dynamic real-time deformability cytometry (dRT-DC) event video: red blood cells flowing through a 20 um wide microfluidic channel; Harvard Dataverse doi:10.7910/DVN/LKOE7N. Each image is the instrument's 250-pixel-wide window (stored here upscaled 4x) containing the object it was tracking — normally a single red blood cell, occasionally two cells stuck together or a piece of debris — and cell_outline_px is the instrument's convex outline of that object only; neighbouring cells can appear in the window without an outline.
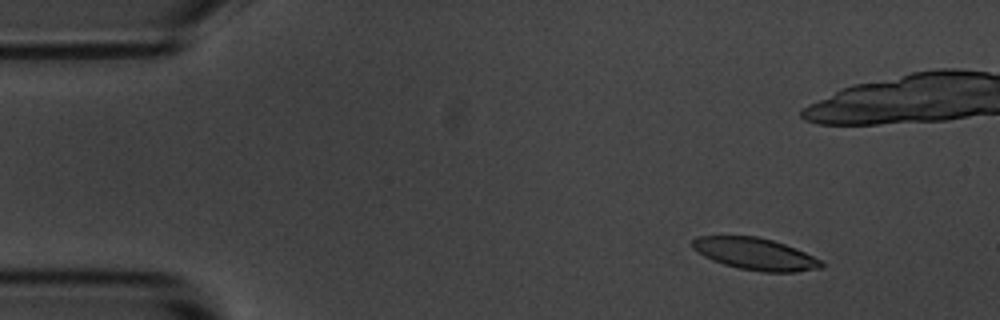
{"species": "common noctule bat (a hibernating species)", "species_latin": "Nyctalus noctula", "temperature_condition": "room temperature", "stored_images_in_passage": 7, "camera_frame_rate_fps": 3000, "um_per_image_px": 0.085, "animal": {"sex": "male", "body_mass_g": 20.1, "forearm_length_mm": 53.5}, "frame": {"image": 1, "passage_image": 2, "time_ms": 1.333, "image_size_px": [1000, 320], "cell_outline_px": [[824, 268], [796, 272], [764, 272], [740, 268], [724, 264], [712, 260], [704, 256], [692, 248], [692, 240], [696, 236], [756, 236], [772, 240], [784, 244], [804, 252], [820, 260], [824, 264]], "centroid_in_image_um": [64.19, 21.58], "position_along_channel_um": 20.8, "area_um2": 23.87}}